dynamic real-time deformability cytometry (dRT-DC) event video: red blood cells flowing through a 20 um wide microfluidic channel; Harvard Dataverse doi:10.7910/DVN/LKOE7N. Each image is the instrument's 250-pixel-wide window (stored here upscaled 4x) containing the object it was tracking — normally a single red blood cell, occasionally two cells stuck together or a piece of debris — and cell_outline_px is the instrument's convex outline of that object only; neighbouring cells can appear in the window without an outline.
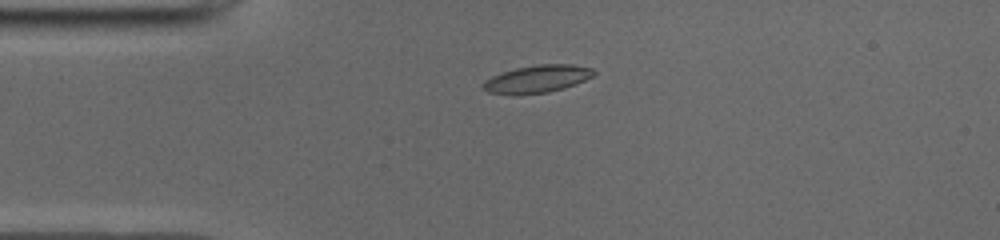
{"species": "common noctule bat (a hibernating species)", "species_latin": "Nyctalus noctula", "temperature_condition": "cold", "stored_images_in_passage": 40, "camera_frame_rate_fps": 3000, "um_per_image_px": 0.085, "animal": {"sex": "male", "body_mass_g": 19.0, "forearm_length_mm": 50.8}, "frame": {"image": 1, "passage_image": 1, "time_ms": 0.0, "image_size_px": [1000, 240], "cell_outline_px": [[596, 72], [592, 76], [584, 80], [564, 88], [548, 92], [488, 92], [484, 88], [484, 80], [492, 76], [516, 68], [540, 64], [568, 64], [592, 68]], "centroid_in_image_um": [45.73, 6.66], "position_along_channel_um": 39.3, "area_um2": 16.82}}
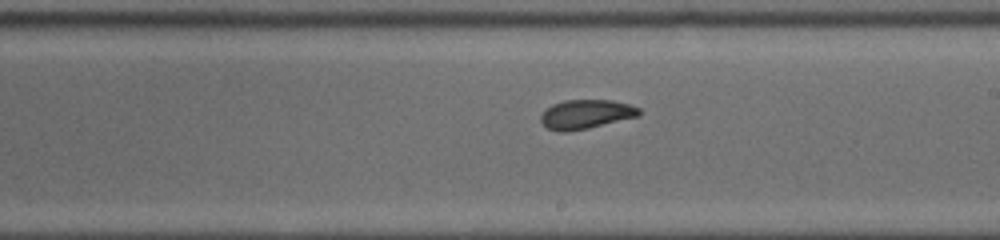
{"frame": {"image": 2, "passage_image": 18, "time_ms": 5.667, "image_size_px": [1000, 240], "cell_outline_px": [[640, 112], [636, 116], [588, 128], [564, 132], [560, 132], [548, 128], [540, 120], [540, 116], [552, 104], [564, 100], [612, 100], [628, 104], [640, 108]], "centroid_in_image_um": [49.78, 9.7], "position_along_channel_um": 239.2, "area_um2": 16.36}}
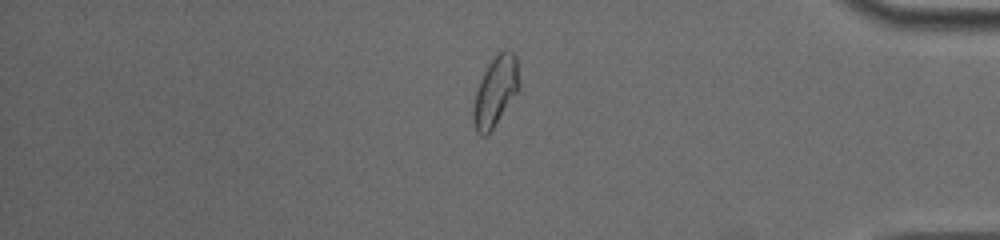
{"frame": {"image": 3, "passage_image": 32, "time_ms": 10.333, "image_size_px": [1000, 240], "cell_outline_px": [[520, 88], [492, 128], [484, 136], [480, 136], [476, 132], [472, 120], [472, 112], [476, 92], [480, 80], [488, 64], [504, 48], [508, 48], [516, 56], [520, 84]], "centroid_in_image_um": [42.11, 7.74], "position_along_channel_um": 393.1, "area_um2": 18.44}, "authors_computed_cell_mechanics": {"area_um2": 16.9065, "velocity_mm_per_s": 3.939, "shape_relaxation_time_tau1_ms": 7.8423, "shape_relaxation_time_tau2_ms": 1.7699, "deformation_change_tau1": 0.1955, "deformation_change_tau2": 0.0762}}